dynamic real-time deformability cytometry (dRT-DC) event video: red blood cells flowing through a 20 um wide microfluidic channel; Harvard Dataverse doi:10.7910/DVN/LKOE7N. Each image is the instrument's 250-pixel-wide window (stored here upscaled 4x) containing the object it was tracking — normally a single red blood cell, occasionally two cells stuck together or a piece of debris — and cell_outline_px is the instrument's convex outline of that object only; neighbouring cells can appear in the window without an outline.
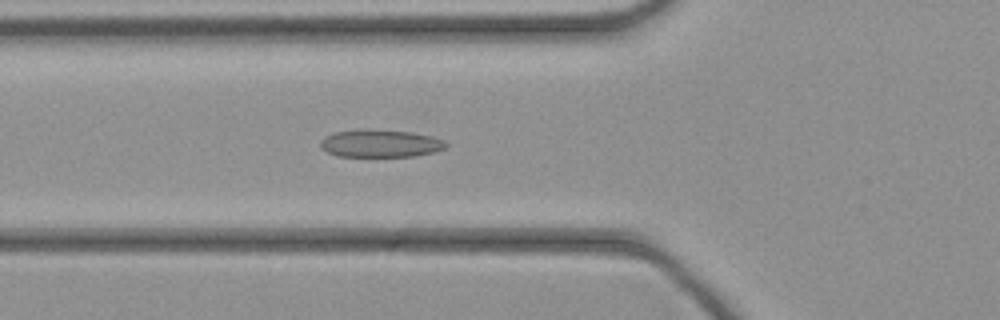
{"species": "common noctule bat (a hibernating species)", "species_latin": "Nyctalus noctula", "temperature_condition": "cold", "stored_images_in_passage": 41, "camera_frame_rate_fps": 3000, "um_per_image_px": 0.085, "animal": {"sex": "female", "body_mass_g": 21.9}, "frame": {"image": 1, "passage_image": 12, "time_ms": 3.667, "image_size_px": [1000, 320], "cell_outline_px": [[448, 148], [416, 156], [340, 156], [328, 152], [320, 148], [320, 140], [324, 136], [332, 132], [360, 128], [368, 128], [412, 132], [432, 136], [444, 140], [448, 144]], "centroid_in_image_um": [32.31, 12.17], "position_along_channel_um": 93.5, "area_um2": 20.63}}
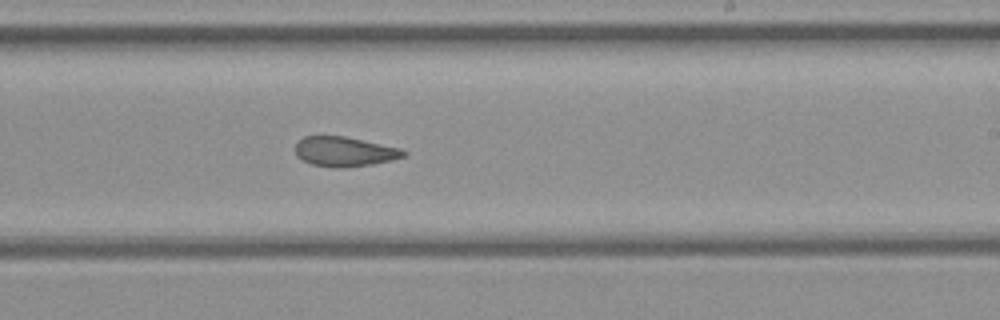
{"frame": {"image": 2, "passage_image": 23, "time_ms": 7.333, "image_size_px": [1000, 320], "cell_outline_px": [[408, 152], [404, 156], [392, 160], [372, 164], [344, 168], [340, 168], [312, 164], [296, 156], [296, 144], [304, 136], [344, 136], [400, 148]], "centroid_in_image_um": [29.29, 12.89], "position_along_channel_um": 259.7, "area_um2": 18.55}}
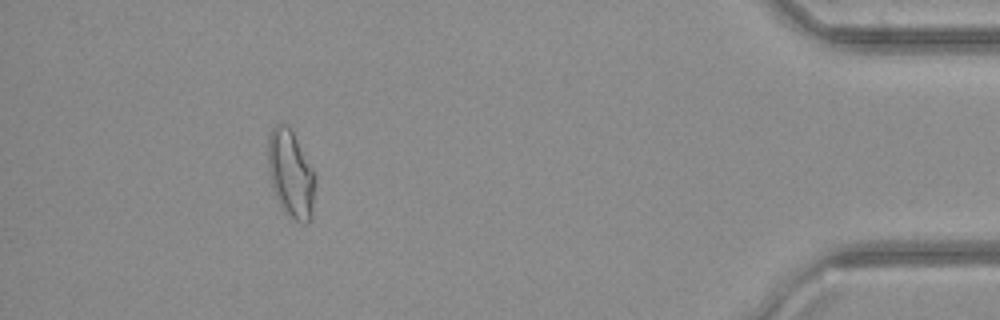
{"frame": {"image": 3, "passage_image": 37, "time_ms": 12.0, "image_size_px": [1000, 320], "cell_outline_px": [[316, 180], [312, 216], [304, 224], [292, 220], [284, 212], [272, 188], [268, 172], [268, 136], [272, 128], [276, 124], [288, 124], [316, 176]], "centroid_in_image_um": [24.71, 14.81], "position_along_channel_um": 410.5, "area_um2": 24.16}}